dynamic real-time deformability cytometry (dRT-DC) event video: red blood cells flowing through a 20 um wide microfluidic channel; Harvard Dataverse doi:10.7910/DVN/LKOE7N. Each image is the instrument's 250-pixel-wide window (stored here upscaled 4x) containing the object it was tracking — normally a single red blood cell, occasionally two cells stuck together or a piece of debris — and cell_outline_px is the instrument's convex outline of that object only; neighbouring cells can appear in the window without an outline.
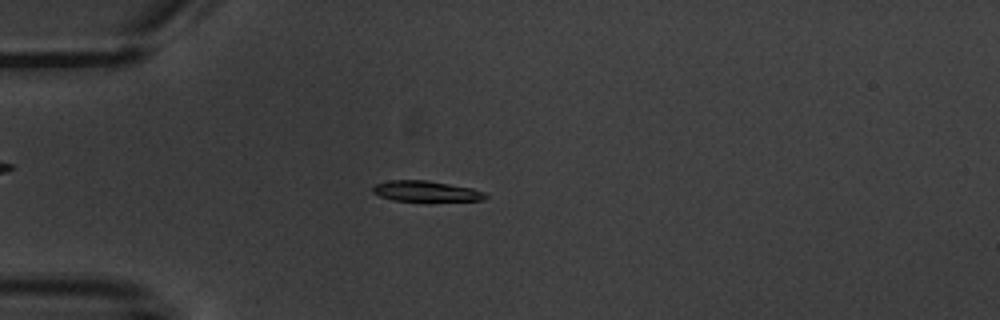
{"species": "common noctule bat (a hibernating species)", "species_latin": "Nyctalus noctula", "temperature_condition": "warm", "stored_images_in_passage": 4, "camera_frame_rate_fps": 3000, "um_per_image_px": 0.085, "animal": {"sex": "male", "body_mass_g": 20.1, "forearm_length_mm": 53.5}, "frame": {"image": 1, "passage_image": 4, "time_ms": 3.333, "image_size_px": [1000, 320], "cell_outline_px": [[488, 196], [484, 200], [424, 204], [392, 200], [380, 196], [372, 192], [372, 188], [376, 184], [388, 180], [428, 180], [472, 188], [484, 192]], "centroid_in_image_um": [36.24, 16.31], "position_along_channel_um": 48.8, "area_um2": 14.62}}